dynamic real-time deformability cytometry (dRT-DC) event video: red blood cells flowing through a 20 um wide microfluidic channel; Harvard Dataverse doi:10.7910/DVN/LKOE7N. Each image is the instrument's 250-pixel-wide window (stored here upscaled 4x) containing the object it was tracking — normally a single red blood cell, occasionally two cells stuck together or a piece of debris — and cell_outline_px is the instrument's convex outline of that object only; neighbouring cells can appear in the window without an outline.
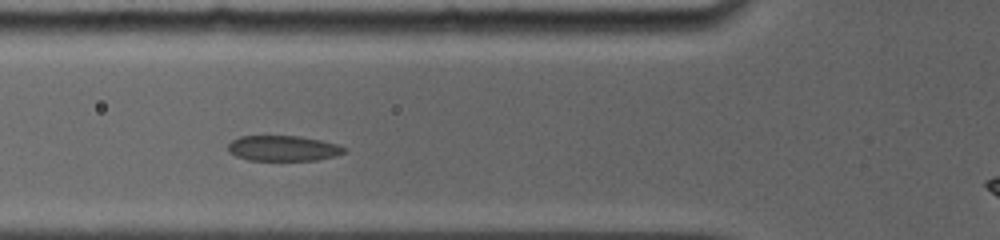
{"species": "common noctule bat (a hibernating species)", "species_latin": "Nyctalus noctula", "temperature_condition": "room temperature", "stored_images_in_passage": 23, "camera_frame_rate_fps": 5000, "um_per_image_px": 0.085, "animal": {"sex": "female", "body_mass_g": 19.0, "forearm_length_mm": 56.7}, "frame": {"image": 1, "passage_image": 14, "time_ms": 2.6, "image_size_px": [1000, 240], "cell_outline_px": [[348, 148], [344, 152], [332, 156], [316, 160], [248, 160], [236, 156], [228, 152], [228, 144], [232, 140], [240, 136], [300, 136], [320, 140], [336, 144]], "centroid_in_image_um": [24.03, 12.6], "position_along_channel_um": 101.8, "area_um2": 17.11}}